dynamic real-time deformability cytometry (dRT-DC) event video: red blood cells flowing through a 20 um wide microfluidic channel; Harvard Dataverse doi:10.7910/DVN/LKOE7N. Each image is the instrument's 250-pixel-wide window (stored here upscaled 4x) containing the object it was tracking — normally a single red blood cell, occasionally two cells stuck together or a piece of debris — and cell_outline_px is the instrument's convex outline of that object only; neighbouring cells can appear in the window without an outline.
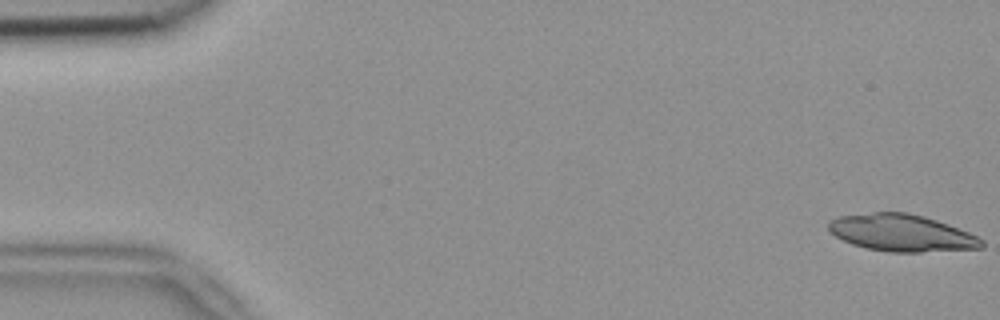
{"species": "common noctule bat (a hibernating species)", "species_latin": "Nyctalus noctula", "temperature_condition": "room temperature", "stored_images_in_passage": 8, "camera_frame_rate_fps": 3000, "um_per_image_px": 0.085, "animal": {"sex": "female", "body_mass_g": 18.4}, "frame": {"image": 1, "passage_image": 1, "time_ms": 0.0, "image_size_px": [1000, 320], "cell_outline_px": [[984, 248], [920, 252], [888, 252], [868, 248], [852, 244], [836, 236], [828, 228], [828, 220], [840, 216], [872, 212], [908, 212], [924, 216], [948, 224], [968, 232], [984, 240]], "centroid_in_image_um": [76.65, 19.79], "position_along_channel_um": 8.3, "area_um2": 32.95}}
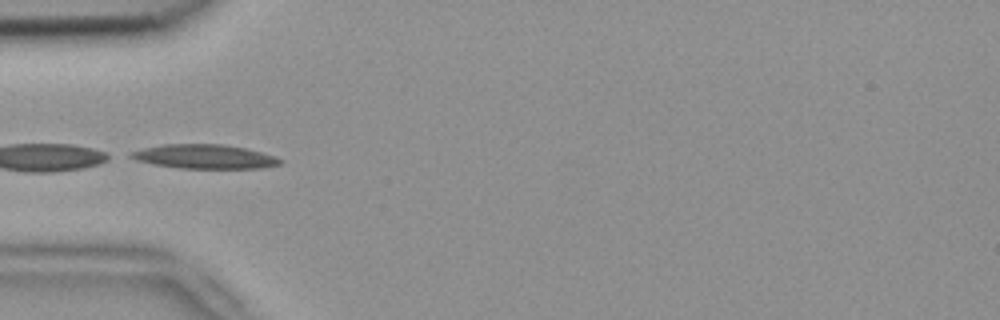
{"frame": {"image": 2, "passage_image": 5, "time_ms": 1.333, "image_size_px": [1000, 320], "cell_outline_px": [[284, 160], [280, 164], [260, 168], [180, 168], [152, 164], [136, 160], [128, 156], [128, 152], [160, 144], [224, 144], [244, 148], [276, 156]], "centroid_in_image_um": [17.35, 13.3], "position_along_channel_um": 67.7, "area_um2": 21.04}}
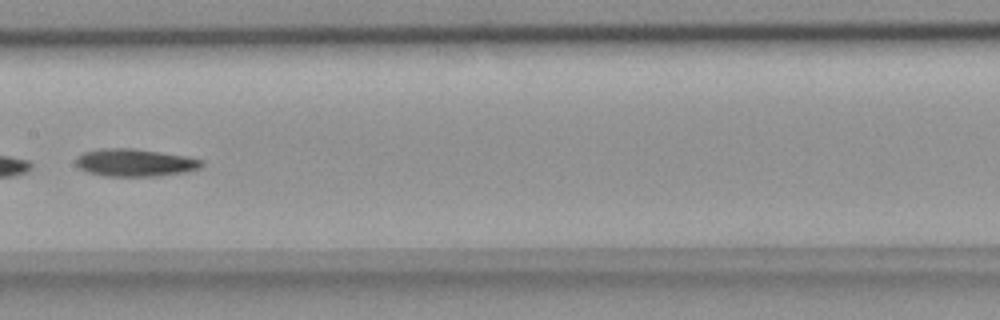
{"frame": {"image": 3, "passage_image": 8, "time_ms": 2.333, "image_size_px": [1000, 320], "cell_outline_px": [[204, 164], [200, 168], [184, 172], [160, 176], [104, 176], [88, 172], [80, 168], [76, 164], [76, 160], [84, 152], [100, 148], [132, 148], [160, 152], [184, 156], [204, 160]], "centroid_in_image_um": [11.49, 13.82], "position_along_channel_um": 195.9, "area_um2": 20.11}}